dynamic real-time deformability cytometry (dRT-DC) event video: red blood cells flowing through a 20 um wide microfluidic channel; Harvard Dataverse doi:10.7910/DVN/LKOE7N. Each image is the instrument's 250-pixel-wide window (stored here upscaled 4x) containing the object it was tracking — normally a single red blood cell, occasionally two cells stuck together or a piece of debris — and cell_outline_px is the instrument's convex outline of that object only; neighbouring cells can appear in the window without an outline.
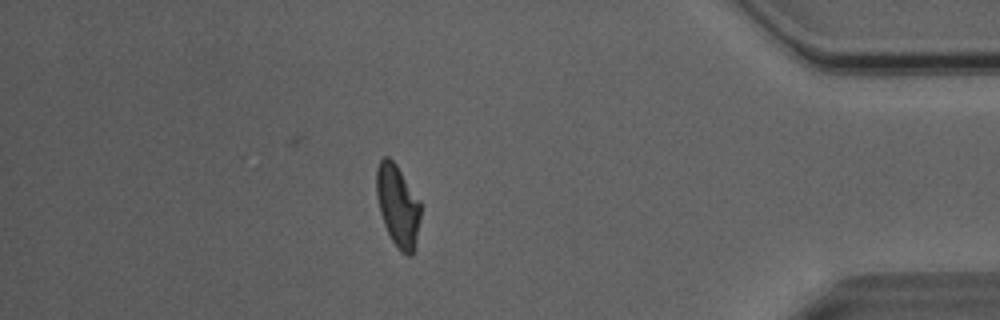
{"species": "Egyptian fruit bat (a non-hibernating species)", "species_latin": "Rousettus aegyptiacus", "temperature_condition": "room temperature", "stored_images_in_passage": 33, "camera_frame_rate_fps": 3000, "um_per_image_px": 0.085, "animal": {"sex": "male"}, "frame": {"image": 1, "passage_image": 28, "time_ms": 9.0, "image_size_px": [1000, 320], "cell_outline_px": [[420, 216], [416, 240], [412, 256], [408, 256], [400, 252], [392, 240], [384, 224], [380, 212], [376, 196], [376, 168], [380, 160], [384, 156], [388, 156], [396, 164], [420, 204]], "centroid_in_image_um": [33.78, 17.49], "position_along_channel_um": 401.4, "area_um2": 20.69}}